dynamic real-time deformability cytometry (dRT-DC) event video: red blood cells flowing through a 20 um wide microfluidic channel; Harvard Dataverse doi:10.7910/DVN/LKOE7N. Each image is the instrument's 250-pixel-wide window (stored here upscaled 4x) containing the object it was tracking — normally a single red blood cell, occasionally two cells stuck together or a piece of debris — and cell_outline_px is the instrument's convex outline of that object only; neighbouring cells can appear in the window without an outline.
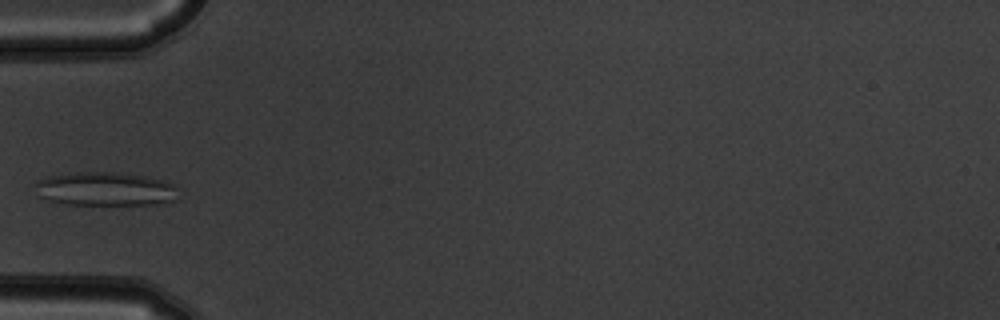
{"species": "common noctule bat (a hibernating species)", "species_latin": "Nyctalus noctula", "temperature_condition": "warm", "stored_images_in_passage": 3, "camera_frame_rate_fps": 3000, "um_per_image_px": 0.085, "animal": {"sex": "male", "body_mass_g": 19.5, "forearm_length_mm": 54.6}, "frame": {"image": 1, "passage_image": 3, "time_ms": 0.667, "image_size_px": [1000, 320], "cell_outline_px": [[176, 200], [156, 204], [68, 204], [48, 200], [36, 196], [36, 180], [48, 176], [68, 172], [116, 172], [144, 176], [164, 180], [172, 184], [176, 188]], "centroid_in_image_um": [8.89, 16.05], "position_along_channel_um": 76.1, "area_um2": 28.21}}